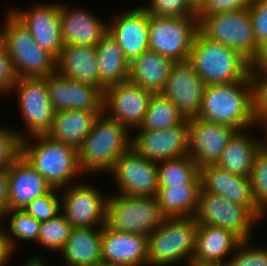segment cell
<instances>
[{
    "mask_svg": "<svg viewBox=\"0 0 267 266\" xmlns=\"http://www.w3.org/2000/svg\"><path fill=\"white\" fill-rule=\"evenodd\" d=\"M260 107V79L207 85L197 118L248 130L257 125Z\"/></svg>",
    "mask_w": 267,
    "mask_h": 266,
    "instance_id": "obj_1",
    "label": "cell"
},
{
    "mask_svg": "<svg viewBox=\"0 0 267 266\" xmlns=\"http://www.w3.org/2000/svg\"><path fill=\"white\" fill-rule=\"evenodd\" d=\"M205 85L260 79L257 68L240 52L196 33L188 60Z\"/></svg>",
    "mask_w": 267,
    "mask_h": 266,
    "instance_id": "obj_2",
    "label": "cell"
},
{
    "mask_svg": "<svg viewBox=\"0 0 267 266\" xmlns=\"http://www.w3.org/2000/svg\"><path fill=\"white\" fill-rule=\"evenodd\" d=\"M197 16L198 31L208 40L240 52L256 68L262 64L267 54L255 39L249 7L233 12Z\"/></svg>",
    "mask_w": 267,
    "mask_h": 266,
    "instance_id": "obj_3",
    "label": "cell"
},
{
    "mask_svg": "<svg viewBox=\"0 0 267 266\" xmlns=\"http://www.w3.org/2000/svg\"><path fill=\"white\" fill-rule=\"evenodd\" d=\"M29 138L36 142L32 145L28 141ZM29 138L22 139L21 155L52 188L60 189L76 184L73 183L74 178L83 173L76 148L50 139L45 134L33 135Z\"/></svg>",
    "mask_w": 267,
    "mask_h": 266,
    "instance_id": "obj_4",
    "label": "cell"
},
{
    "mask_svg": "<svg viewBox=\"0 0 267 266\" xmlns=\"http://www.w3.org/2000/svg\"><path fill=\"white\" fill-rule=\"evenodd\" d=\"M130 130L104 113L78 149L79 165L84 173L111 171L116 160L131 149Z\"/></svg>",
    "mask_w": 267,
    "mask_h": 266,
    "instance_id": "obj_5",
    "label": "cell"
},
{
    "mask_svg": "<svg viewBox=\"0 0 267 266\" xmlns=\"http://www.w3.org/2000/svg\"><path fill=\"white\" fill-rule=\"evenodd\" d=\"M1 43L18 78H46L56 73V58L42 49L30 31L8 10L1 28Z\"/></svg>",
    "mask_w": 267,
    "mask_h": 266,
    "instance_id": "obj_6",
    "label": "cell"
},
{
    "mask_svg": "<svg viewBox=\"0 0 267 266\" xmlns=\"http://www.w3.org/2000/svg\"><path fill=\"white\" fill-rule=\"evenodd\" d=\"M199 224L194 216L164 218L147 237L148 266H170L184 258L192 263Z\"/></svg>",
    "mask_w": 267,
    "mask_h": 266,
    "instance_id": "obj_7",
    "label": "cell"
},
{
    "mask_svg": "<svg viewBox=\"0 0 267 266\" xmlns=\"http://www.w3.org/2000/svg\"><path fill=\"white\" fill-rule=\"evenodd\" d=\"M164 218L156 197L118 194L107 198L105 225L112 230L148 237Z\"/></svg>",
    "mask_w": 267,
    "mask_h": 266,
    "instance_id": "obj_8",
    "label": "cell"
},
{
    "mask_svg": "<svg viewBox=\"0 0 267 266\" xmlns=\"http://www.w3.org/2000/svg\"><path fill=\"white\" fill-rule=\"evenodd\" d=\"M198 32V17H155L149 14V49L173 62L189 60Z\"/></svg>",
    "mask_w": 267,
    "mask_h": 266,
    "instance_id": "obj_9",
    "label": "cell"
},
{
    "mask_svg": "<svg viewBox=\"0 0 267 266\" xmlns=\"http://www.w3.org/2000/svg\"><path fill=\"white\" fill-rule=\"evenodd\" d=\"M194 217L199 225L230 229L242 240L251 239L254 222L259 220L246 206L205 192L202 188Z\"/></svg>",
    "mask_w": 267,
    "mask_h": 266,
    "instance_id": "obj_10",
    "label": "cell"
},
{
    "mask_svg": "<svg viewBox=\"0 0 267 266\" xmlns=\"http://www.w3.org/2000/svg\"><path fill=\"white\" fill-rule=\"evenodd\" d=\"M11 91L17 92V99L24 126L23 139L45 134L51 127L55 110L50 101L45 78H18ZM26 133V134H25ZM29 136H25V135Z\"/></svg>",
    "mask_w": 267,
    "mask_h": 266,
    "instance_id": "obj_11",
    "label": "cell"
},
{
    "mask_svg": "<svg viewBox=\"0 0 267 266\" xmlns=\"http://www.w3.org/2000/svg\"><path fill=\"white\" fill-rule=\"evenodd\" d=\"M65 188L59 189L65 190L60 195V206H62L60 208L63 209L62 214L66 217L72 228H92L105 225L108 197L98 187L94 188L91 183L80 184L76 182V184Z\"/></svg>",
    "mask_w": 267,
    "mask_h": 266,
    "instance_id": "obj_12",
    "label": "cell"
},
{
    "mask_svg": "<svg viewBox=\"0 0 267 266\" xmlns=\"http://www.w3.org/2000/svg\"><path fill=\"white\" fill-rule=\"evenodd\" d=\"M152 95L153 92L129 80L109 86L104 90V114L128 130L137 129L145 118Z\"/></svg>",
    "mask_w": 267,
    "mask_h": 266,
    "instance_id": "obj_13",
    "label": "cell"
},
{
    "mask_svg": "<svg viewBox=\"0 0 267 266\" xmlns=\"http://www.w3.org/2000/svg\"><path fill=\"white\" fill-rule=\"evenodd\" d=\"M111 172L120 195L157 196V162L138 155L132 148L116 160Z\"/></svg>",
    "mask_w": 267,
    "mask_h": 266,
    "instance_id": "obj_14",
    "label": "cell"
},
{
    "mask_svg": "<svg viewBox=\"0 0 267 266\" xmlns=\"http://www.w3.org/2000/svg\"><path fill=\"white\" fill-rule=\"evenodd\" d=\"M235 128L192 118L188 120V155L199 168L216 165L233 135Z\"/></svg>",
    "mask_w": 267,
    "mask_h": 266,
    "instance_id": "obj_15",
    "label": "cell"
},
{
    "mask_svg": "<svg viewBox=\"0 0 267 266\" xmlns=\"http://www.w3.org/2000/svg\"><path fill=\"white\" fill-rule=\"evenodd\" d=\"M45 79L55 111H104V90L101 87L65 78L57 72Z\"/></svg>",
    "mask_w": 267,
    "mask_h": 266,
    "instance_id": "obj_16",
    "label": "cell"
},
{
    "mask_svg": "<svg viewBox=\"0 0 267 266\" xmlns=\"http://www.w3.org/2000/svg\"><path fill=\"white\" fill-rule=\"evenodd\" d=\"M205 83L189 61L172 66L161 94L169 98L186 119L197 118L201 108Z\"/></svg>",
    "mask_w": 267,
    "mask_h": 266,
    "instance_id": "obj_17",
    "label": "cell"
},
{
    "mask_svg": "<svg viewBox=\"0 0 267 266\" xmlns=\"http://www.w3.org/2000/svg\"><path fill=\"white\" fill-rule=\"evenodd\" d=\"M188 120L164 130H140L131 148L148 160L160 162L188 154Z\"/></svg>",
    "mask_w": 267,
    "mask_h": 266,
    "instance_id": "obj_18",
    "label": "cell"
},
{
    "mask_svg": "<svg viewBox=\"0 0 267 266\" xmlns=\"http://www.w3.org/2000/svg\"><path fill=\"white\" fill-rule=\"evenodd\" d=\"M59 10L60 3H38L28 11L18 8L9 11L30 31L34 41L57 59L65 45Z\"/></svg>",
    "mask_w": 267,
    "mask_h": 266,
    "instance_id": "obj_19",
    "label": "cell"
},
{
    "mask_svg": "<svg viewBox=\"0 0 267 266\" xmlns=\"http://www.w3.org/2000/svg\"><path fill=\"white\" fill-rule=\"evenodd\" d=\"M200 176L201 188L205 192L246 206L259 220L265 215L254 201L250 177L232 174L217 165L200 168Z\"/></svg>",
    "mask_w": 267,
    "mask_h": 266,
    "instance_id": "obj_20",
    "label": "cell"
},
{
    "mask_svg": "<svg viewBox=\"0 0 267 266\" xmlns=\"http://www.w3.org/2000/svg\"><path fill=\"white\" fill-rule=\"evenodd\" d=\"M108 33L131 62L149 50V13L142 6L132 8L108 24Z\"/></svg>",
    "mask_w": 267,
    "mask_h": 266,
    "instance_id": "obj_21",
    "label": "cell"
},
{
    "mask_svg": "<svg viewBox=\"0 0 267 266\" xmlns=\"http://www.w3.org/2000/svg\"><path fill=\"white\" fill-rule=\"evenodd\" d=\"M101 258L124 266H148V243L144 235L119 232L102 227Z\"/></svg>",
    "mask_w": 267,
    "mask_h": 266,
    "instance_id": "obj_22",
    "label": "cell"
},
{
    "mask_svg": "<svg viewBox=\"0 0 267 266\" xmlns=\"http://www.w3.org/2000/svg\"><path fill=\"white\" fill-rule=\"evenodd\" d=\"M60 26L63 41L76 46L95 47L108 32V23L81 8L69 9L60 4Z\"/></svg>",
    "mask_w": 267,
    "mask_h": 266,
    "instance_id": "obj_23",
    "label": "cell"
},
{
    "mask_svg": "<svg viewBox=\"0 0 267 266\" xmlns=\"http://www.w3.org/2000/svg\"><path fill=\"white\" fill-rule=\"evenodd\" d=\"M241 241L242 239L230 229L199 225L192 263L226 266L229 258H224L228 255L231 257L229 253L235 251Z\"/></svg>",
    "mask_w": 267,
    "mask_h": 266,
    "instance_id": "obj_24",
    "label": "cell"
},
{
    "mask_svg": "<svg viewBox=\"0 0 267 266\" xmlns=\"http://www.w3.org/2000/svg\"><path fill=\"white\" fill-rule=\"evenodd\" d=\"M53 188L21 155L9 168V210L23 209Z\"/></svg>",
    "mask_w": 267,
    "mask_h": 266,
    "instance_id": "obj_25",
    "label": "cell"
},
{
    "mask_svg": "<svg viewBox=\"0 0 267 266\" xmlns=\"http://www.w3.org/2000/svg\"><path fill=\"white\" fill-rule=\"evenodd\" d=\"M103 113L86 110L55 111L51 127L45 135L78 150L92 130L95 120Z\"/></svg>",
    "mask_w": 267,
    "mask_h": 266,
    "instance_id": "obj_26",
    "label": "cell"
},
{
    "mask_svg": "<svg viewBox=\"0 0 267 266\" xmlns=\"http://www.w3.org/2000/svg\"><path fill=\"white\" fill-rule=\"evenodd\" d=\"M98 60L95 47L66 44L56 60L61 76L99 87Z\"/></svg>",
    "mask_w": 267,
    "mask_h": 266,
    "instance_id": "obj_27",
    "label": "cell"
},
{
    "mask_svg": "<svg viewBox=\"0 0 267 266\" xmlns=\"http://www.w3.org/2000/svg\"><path fill=\"white\" fill-rule=\"evenodd\" d=\"M174 63L149 49L130 62L128 80L153 93H161Z\"/></svg>",
    "mask_w": 267,
    "mask_h": 266,
    "instance_id": "obj_28",
    "label": "cell"
},
{
    "mask_svg": "<svg viewBox=\"0 0 267 266\" xmlns=\"http://www.w3.org/2000/svg\"><path fill=\"white\" fill-rule=\"evenodd\" d=\"M102 227L72 228L60 251L65 266H92L102 261Z\"/></svg>",
    "mask_w": 267,
    "mask_h": 266,
    "instance_id": "obj_29",
    "label": "cell"
},
{
    "mask_svg": "<svg viewBox=\"0 0 267 266\" xmlns=\"http://www.w3.org/2000/svg\"><path fill=\"white\" fill-rule=\"evenodd\" d=\"M98 60L99 87H107L128 80L130 62L115 39L106 33L95 46Z\"/></svg>",
    "mask_w": 267,
    "mask_h": 266,
    "instance_id": "obj_30",
    "label": "cell"
},
{
    "mask_svg": "<svg viewBox=\"0 0 267 266\" xmlns=\"http://www.w3.org/2000/svg\"><path fill=\"white\" fill-rule=\"evenodd\" d=\"M247 130L237 131L229 140L216 165L232 174L250 177L254 156L262 141L254 140Z\"/></svg>",
    "mask_w": 267,
    "mask_h": 266,
    "instance_id": "obj_31",
    "label": "cell"
},
{
    "mask_svg": "<svg viewBox=\"0 0 267 266\" xmlns=\"http://www.w3.org/2000/svg\"><path fill=\"white\" fill-rule=\"evenodd\" d=\"M201 185H172L158 188L157 201L165 218L195 216Z\"/></svg>",
    "mask_w": 267,
    "mask_h": 266,
    "instance_id": "obj_32",
    "label": "cell"
},
{
    "mask_svg": "<svg viewBox=\"0 0 267 266\" xmlns=\"http://www.w3.org/2000/svg\"><path fill=\"white\" fill-rule=\"evenodd\" d=\"M159 188L172 185H201L200 168L187 154L157 162Z\"/></svg>",
    "mask_w": 267,
    "mask_h": 266,
    "instance_id": "obj_33",
    "label": "cell"
},
{
    "mask_svg": "<svg viewBox=\"0 0 267 266\" xmlns=\"http://www.w3.org/2000/svg\"><path fill=\"white\" fill-rule=\"evenodd\" d=\"M185 118L175 104L161 93H153L140 130H164L180 125Z\"/></svg>",
    "mask_w": 267,
    "mask_h": 266,
    "instance_id": "obj_34",
    "label": "cell"
},
{
    "mask_svg": "<svg viewBox=\"0 0 267 266\" xmlns=\"http://www.w3.org/2000/svg\"><path fill=\"white\" fill-rule=\"evenodd\" d=\"M71 230V224L60 212L55 217L41 222L36 243L59 253L69 238Z\"/></svg>",
    "mask_w": 267,
    "mask_h": 266,
    "instance_id": "obj_35",
    "label": "cell"
},
{
    "mask_svg": "<svg viewBox=\"0 0 267 266\" xmlns=\"http://www.w3.org/2000/svg\"><path fill=\"white\" fill-rule=\"evenodd\" d=\"M11 217L9 229L10 234L7 231L8 241L11 247L15 250L16 240H34L37 242L39 229L41 222L36 220L34 217L27 214L22 209H11L5 212V215ZM12 215V216H11ZM15 238V239H14ZM17 238V239H16Z\"/></svg>",
    "mask_w": 267,
    "mask_h": 266,
    "instance_id": "obj_36",
    "label": "cell"
},
{
    "mask_svg": "<svg viewBox=\"0 0 267 266\" xmlns=\"http://www.w3.org/2000/svg\"><path fill=\"white\" fill-rule=\"evenodd\" d=\"M250 181L254 201L263 212L267 211V150L263 146L254 156Z\"/></svg>",
    "mask_w": 267,
    "mask_h": 266,
    "instance_id": "obj_37",
    "label": "cell"
},
{
    "mask_svg": "<svg viewBox=\"0 0 267 266\" xmlns=\"http://www.w3.org/2000/svg\"><path fill=\"white\" fill-rule=\"evenodd\" d=\"M23 134L0 127V170L10 168L22 154Z\"/></svg>",
    "mask_w": 267,
    "mask_h": 266,
    "instance_id": "obj_38",
    "label": "cell"
},
{
    "mask_svg": "<svg viewBox=\"0 0 267 266\" xmlns=\"http://www.w3.org/2000/svg\"><path fill=\"white\" fill-rule=\"evenodd\" d=\"M142 7L155 17H198L187 0H150Z\"/></svg>",
    "mask_w": 267,
    "mask_h": 266,
    "instance_id": "obj_39",
    "label": "cell"
},
{
    "mask_svg": "<svg viewBox=\"0 0 267 266\" xmlns=\"http://www.w3.org/2000/svg\"><path fill=\"white\" fill-rule=\"evenodd\" d=\"M56 190L53 188L49 193L35 198L22 210L40 222L55 217L61 212L60 197L55 194Z\"/></svg>",
    "mask_w": 267,
    "mask_h": 266,
    "instance_id": "obj_40",
    "label": "cell"
},
{
    "mask_svg": "<svg viewBox=\"0 0 267 266\" xmlns=\"http://www.w3.org/2000/svg\"><path fill=\"white\" fill-rule=\"evenodd\" d=\"M250 240H242L236 246V254L233 253L226 266H267V248H252Z\"/></svg>",
    "mask_w": 267,
    "mask_h": 266,
    "instance_id": "obj_41",
    "label": "cell"
},
{
    "mask_svg": "<svg viewBox=\"0 0 267 266\" xmlns=\"http://www.w3.org/2000/svg\"><path fill=\"white\" fill-rule=\"evenodd\" d=\"M249 11L257 44L267 54V0H251Z\"/></svg>",
    "mask_w": 267,
    "mask_h": 266,
    "instance_id": "obj_42",
    "label": "cell"
},
{
    "mask_svg": "<svg viewBox=\"0 0 267 266\" xmlns=\"http://www.w3.org/2000/svg\"><path fill=\"white\" fill-rule=\"evenodd\" d=\"M17 79L12 61L0 41V93L11 92Z\"/></svg>",
    "mask_w": 267,
    "mask_h": 266,
    "instance_id": "obj_43",
    "label": "cell"
},
{
    "mask_svg": "<svg viewBox=\"0 0 267 266\" xmlns=\"http://www.w3.org/2000/svg\"><path fill=\"white\" fill-rule=\"evenodd\" d=\"M251 0H205L203 8L197 14L233 12L249 7Z\"/></svg>",
    "mask_w": 267,
    "mask_h": 266,
    "instance_id": "obj_44",
    "label": "cell"
},
{
    "mask_svg": "<svg viewBox=\"0 0 267 266\" xmlns=\"http://www.w3.org/2000/svg\"><path fill=\"white\" fill-rule=\"evenodd\" d=\"M0 207L9 210V168L0 170Z\"/></svg>",
    "mask_w": 267,
    "mask_h": 266,
    "instance_id": "obj_45",
    "label": "cell"
},
{
    "mask_svg": "<svg viewBox=\"0 0 267 266\" xmlns=\"http://www.w3.org/2000/svg\"><path fill=\"white\" fill-rule=\"evenodd\" d=\"M14 254V250L8 241L7 231L0 230V266H6ZM10 258V259H9Z\"/></svg>",
    "mask_w": 267,
    "mask_h": 266,
    "instance_id": "obj_46",
    "label": "cell"
},
{
    "mask_svg": "<svg viewBox=\"0 0 267 266\" xmlns=\"http://www.w3.org/2000/svg\"><path fill=\"white\" fill-rule=\"evenodd\" d=\"M257 70L260 77L261 106L267 109V56Z\"/></svg>",
    "mask_w": 267,
    "mask_h": 266,
    "instance_id": "obj_47",
    "label": "cell"
},
{
    "mask_svg": "<svg viewBox=\"0 0 267 266\" xmlns=\"http://www.w3.org/2000/svg\"><path fill=\"white\" fill-rule=\"evenodd\" d=\"M260 127H263L265 130V136L267 137V109L260 107L259 115H258V123ZM262 125V126H261ZM267 139V138H266ZM262 146L267 150V141L261 140Z\"/></svg>",
    "mask_w": 267,
    "mask_h": 266,
    "instance_id": "obj_48",
    "label": "cell"
},
{
    "mask_svg": "<svg viewBox=\"0 0 267 266\" xmlns=\"http://www.w3.org/2000/svg\"><path fill=\"white\" fill-rule=\"evenodd\" d=\"M31 259H28L26 263L23 266H46L44 258H40L36 255V257H30Z\"/></svg>",
    "mask_w": 267,
    "mask_h": 266,
    "instance_id": "obj_49",
    "label": "cell"
},
{
    "mask_svg": "<svg viewBox=\"0 0 267 266\" xmlns=\"http://www.w3.org/2000/svg\"><path fill=\"white\" fill-rule=\"evenodd\" d=\"M189 6L198 13L204 6L205 0H187Z\"/></svg>",
    "mask_w": 267,
    "mask_h": 266,
    "instance_id": "obj_50",
    "label": "cell"
},
{
    "mask_svg": "<svg viewBox=\"0 0 267 266\" xmlns=\"http://www.w3.org/2000/svg\"><path fill=\"white\" fill-rule=\"evenodd\" d=\"M92 266H124V265H119V264H113V263H107V262H104V261H100L98 263H95Z\"/></svg>",
    "mask_w": 267,
    "mask_h": 266,
    "instance_id": "obj_51",
    "label": "cell"
},
{
    "mask_svg": "<svg viewBox=\"0 0 267 266\" xmlns=\"http://www.w3.org/2000/svg\"><path fill=\"white\" fill-rule=\"evenodd\" d=\"M189 266H224V265H209V264L191 263Z\"/></svg>",
    "mask_w": 267,
    "mask_h": 266,
    "instance_id": "obj_52",
    "label": "cell"
},
{
    "mask_svg": "<svg viewBox=\"0 0 267 266\" xmlns=\"http://www.w3.org/2000/svg\"><path fill=\"white\" fill-rule=\"evenodd\" d=\"M4 216H6L5 211L0 207V220L3 219Z\"/></svg>",
    "mask_w": 267,
    "mask_h": 266,
    "instance_id": "obj_53",
    "label": "cell"
}]
</instances>
